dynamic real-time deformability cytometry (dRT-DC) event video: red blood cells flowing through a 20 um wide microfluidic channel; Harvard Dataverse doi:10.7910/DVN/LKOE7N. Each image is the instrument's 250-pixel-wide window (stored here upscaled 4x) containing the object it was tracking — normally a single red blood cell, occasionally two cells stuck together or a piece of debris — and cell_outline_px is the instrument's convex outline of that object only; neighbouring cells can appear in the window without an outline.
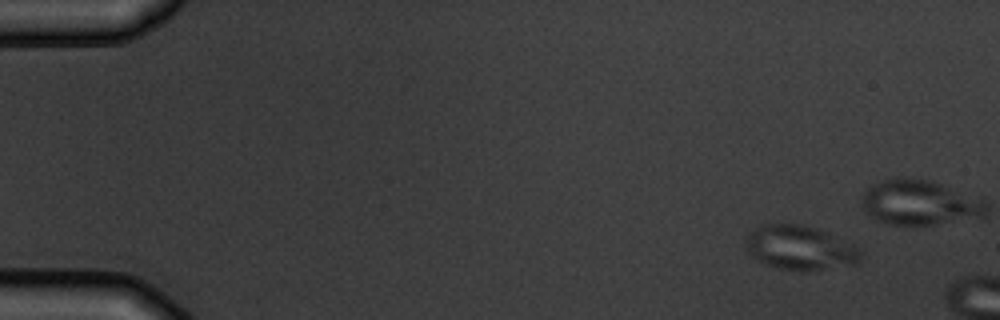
{"species": "common noctule bat (a hibernating species)", "species_latin": "Nyctalus noctula", "temperature_condition": "warm", "stored_images_in_passage": 3, "camera_frame_rate_fps": 3000, "um_per_image_px": 0.085, "animal": {"sex": "male", "body_mass_g": 19.5, "forearm_length_mm": 54.6}, "frame": {"image": 1, "passage_image": 1, "time_ms": 0.0, "image_size_px": [1000, 320], "cell_outline_px": [[860, 264], [820, 268], [776, 268], [764, 264], [756, 260], [744, 248], [744, 240], [756, 228], [764, 224], [800, 224], [816, 228], [852, 244], [860, 252]], "centroid_in_image_um": [67.94, 21.04], "position_along_channel_um": 17.1, "area_um2": 28.84}}